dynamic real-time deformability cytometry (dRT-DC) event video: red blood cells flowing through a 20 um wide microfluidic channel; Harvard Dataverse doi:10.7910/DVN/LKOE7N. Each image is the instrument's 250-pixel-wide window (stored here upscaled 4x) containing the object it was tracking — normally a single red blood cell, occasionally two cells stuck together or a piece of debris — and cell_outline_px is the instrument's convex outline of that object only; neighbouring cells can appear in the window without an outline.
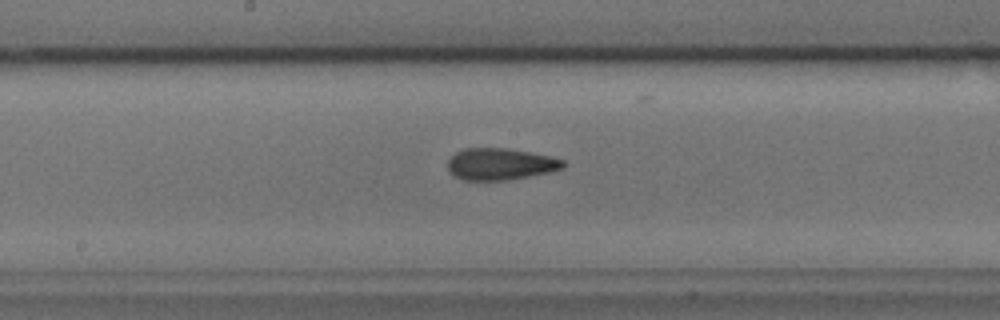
{"species": "common noctule bat (a hibernating species)", "species_latin": "Nyctalus noctula", "temperature_condition": "cold", "stored_images_in_passage": 36, "camera_frame_rate_fps": 3000, "um_per_image_px": 0.085, "animal": {"sex": "male", "body_mass_g": 17.9, "forearm_length_mm": 54.2}, "frame": {"image": 1, "passage_image": 11, "time_ms": 3.333, "image_size_px": [1000, 320], "cell_outline_px": [[568, 164], [564, 168], [548, 172], [508, 180], [464, 180], [452, 176], [448, 172], [448, 160], [456, 152], [464, 148], [508, 148], [548, 156], [564, 160]], "centroid_in_image_um": [42.5, 13.95], "position_along_channel_um": 205.7, "area_um2": 21.39}}
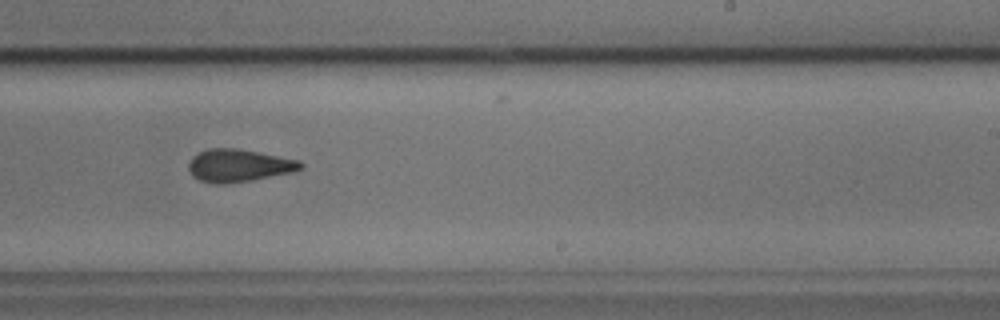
{"frame": {"image": 2, "passage_image": 16, "time_ms": 5.0, "image_size_px": [1000, 320], "cell_outline_px": [[304, 168], [292, 172], [252, 180], [224, 184], [216, 184], [200, 180], [192, 176], [188, 168], [188, 164], [192, 156], [208, 148], [236, 148], [300, 160], [304, 164]], "centroid_in_image_um": [20.29, 14.07], "position_along_channel_um": 268.7, "area_um2": 21.33}}
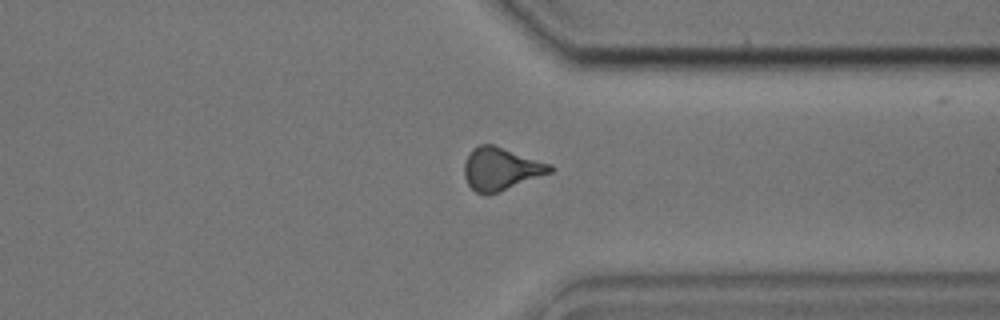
{"frame": {"image": 3, "passage_image": 24, "time_ms": 7.667, "image_size_px": [1000, 320], "cell_outline_px": [[556, 168], [552, 172], [488, 196], [484, 196], [476, 192], [468, 184], [464, 176], [464, 164], [472, 148], [480, 144], [492, 144], [552, 164]], "centroid_in_image_um": [42.58, 14.37], "position_along_channel_um": 368.8, "area_um2": 21.44}}